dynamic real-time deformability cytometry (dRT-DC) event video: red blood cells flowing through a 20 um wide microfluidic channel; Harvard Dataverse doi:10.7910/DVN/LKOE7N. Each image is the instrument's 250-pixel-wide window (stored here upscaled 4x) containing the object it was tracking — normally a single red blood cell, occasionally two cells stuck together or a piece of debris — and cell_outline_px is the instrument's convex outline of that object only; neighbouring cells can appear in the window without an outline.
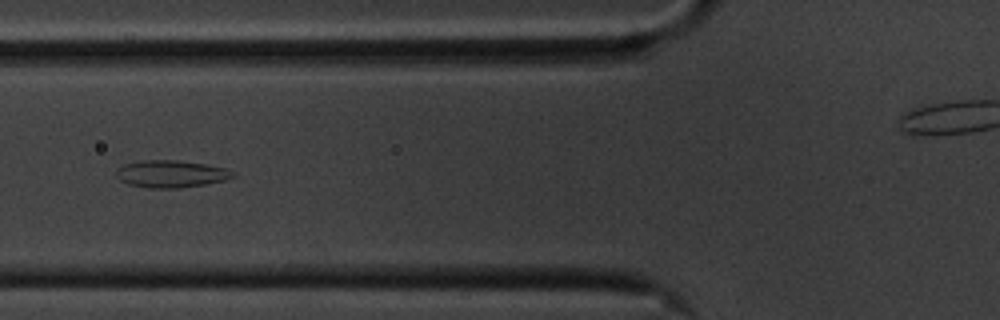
{"species": "common noctule bat (a hibernating species)", "species_latin": "Nyctalus noctula", "temperature_condition": "cold", "stored_images_in_passage": 58, "camera_frame_rate_fps": 3000, "um_per_image_px": 0.085, "animal": {"sex": "male", "body_mass_g": 20.1, "forearm_length_mm": 53.5}, "frame": {"image": 1, "passage_image": 22, "time_ms": 7.0, "image_size_px": [1000, 320], "cell_outline_px": [[236, 176], [224, 180], [204, 184], [180, 188], [148, 188], [128, 184], [120, 180], [116, 176], [116, 172], [124, 164], [144, 160], [176, 160], [204, 164], [224, 168], [236, 172]], "centroid_in_image_um": [14.54, 14.78], "position_along_channel_um": 111.3, "area_um2": 18.38}}
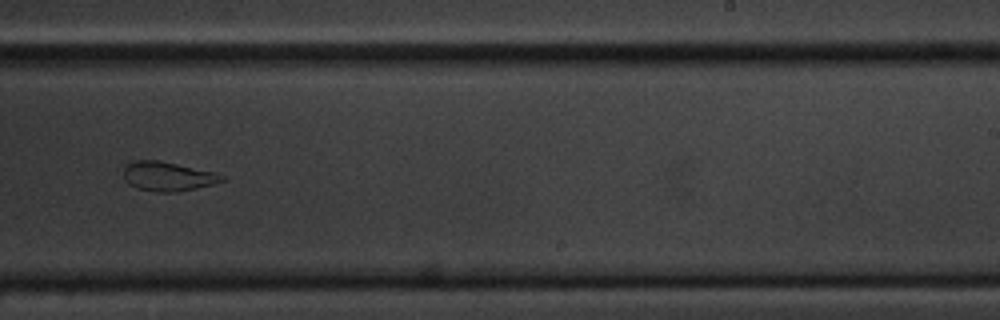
{"frame": {"image": 2, "passage_image": 36, "time_ms": 11.667, "image_size_px": [1000, 320], "cell_outline_px": [[228, 180], [196, 188], [176, 192], [156, 192], [136, 188], [128, 184], [124, 180], [124, 168], [128, 164], [136, 160], [156, 160], [216, 172], [224, 176]], "centroid_in_image_um": [14.27, 15.0], "position_along_channel_um": 274.7, "area_um2": 16.76}}
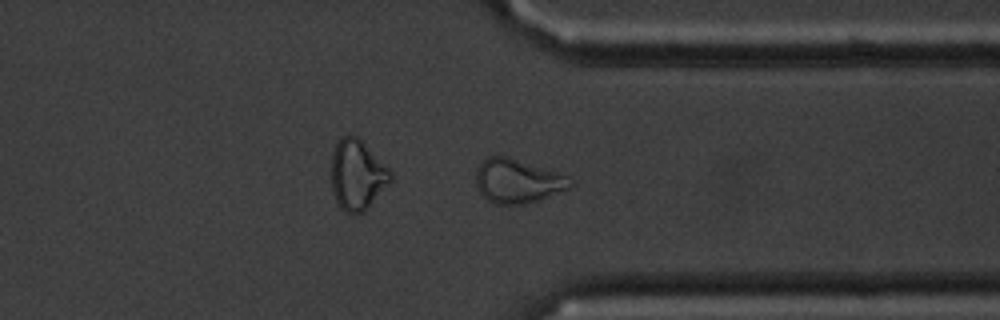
{"frame": {"image": 3, "passage_image": 44, "time_ms": 14.333, "image_size_px": [1000, 320], "cell_outline_px": [[572, 184], [568, 188], [540, 200], [524, 204], [492, 204], [480, 192], [476, 184], [476, 168], [488, 156], [508, 156], [556, 172], [564, 176]], "centroid_in_image_um": [43.93, 15.39], "position_along_channel_um": 367.5, "area_um2": 23.81}, "authors_computed_cell_mechanics": {"area_um2": 24.0159, "velocity_mm_per_s": 3.5046, "shape_relaxation_time_tau1_ms": null, "shape_relaxation_time_tau2_ms": 1.9389, "deformation_change_tau1": null, "deformation_change_tau2": 0.0857}}